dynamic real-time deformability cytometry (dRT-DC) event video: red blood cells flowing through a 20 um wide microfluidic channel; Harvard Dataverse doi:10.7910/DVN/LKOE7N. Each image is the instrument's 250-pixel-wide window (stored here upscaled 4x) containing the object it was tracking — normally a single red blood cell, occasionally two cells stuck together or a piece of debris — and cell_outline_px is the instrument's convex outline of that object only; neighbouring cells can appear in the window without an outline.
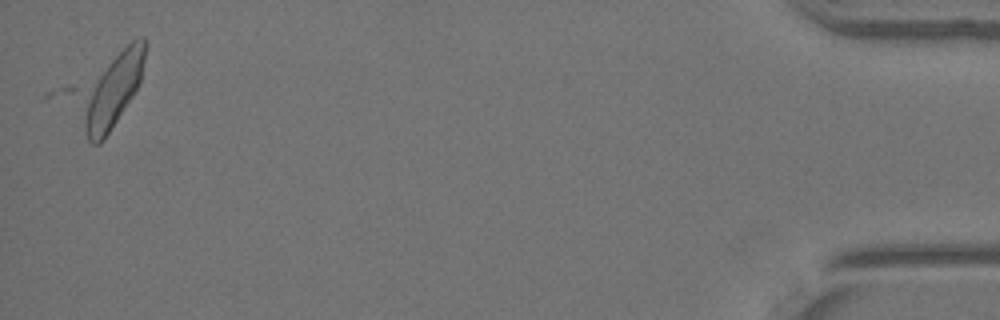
{"species": "Egyptian fruit bat (a non-hibernating species)", "species_latin": "Rousettus aegyptiacus", "temperature_condition": "warm", "stored_images_in_passage": 32, "camera_frame_rate_fps": 3000, "um_per_image_px": 0.085, "animal": {"sex": "female"}, "frame": {"image": 1, "passage_image": 32, "time_ms": 10.333, "image_size_px": [1000, 320], "cell_outline_px": [[148, 44], [140, 84], [104, 140], [100, 144], [92, 144], [44, 96], [48, 92], [132, 40], [140, 36], [144, 36]], "centroid_in_image_um": [8.63, 7.72], "position_along_channel_um": 426.6, "area_um2": 39.71}}